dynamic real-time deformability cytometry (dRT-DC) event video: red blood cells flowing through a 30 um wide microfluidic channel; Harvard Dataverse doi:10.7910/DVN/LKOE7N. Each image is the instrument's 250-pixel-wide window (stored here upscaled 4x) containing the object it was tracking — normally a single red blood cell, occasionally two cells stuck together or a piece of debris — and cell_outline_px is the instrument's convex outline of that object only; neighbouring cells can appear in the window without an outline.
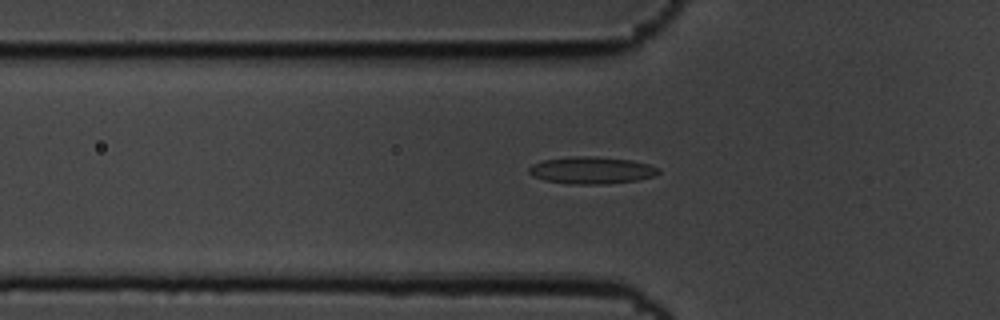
{"species": "common noctule bat (a hibernating species)", "species_latin": "Nyctalus noctula", "temperature_condition": "cold", "stored_images_in_passage": 40, "camera_frame_rate_fps": 3000, "um_per_image_px": 0.085, "animal": {"sex": "male", "body_mass_g": 19.5, "forearm_length_mm": 54.6}, "frame": {"image": 1, "passage_image": 2, "time_ms": 0.333, "image_size_px": [1000, 320], "cell_outline_px": [[660, 172], [652, 176], [636, 180], [604, 184], [572, 184], [544, 180], [532, 176], [528, 172], [528, 168], [532, 164], [544, 160], [572, 156], [596, 156], [632, 160], [648, 164], [660, 168]], "centroid_in_image_um": [50.26, 14.46], "position_along_channel_um": 75.5, "area_um2": 20.46}}
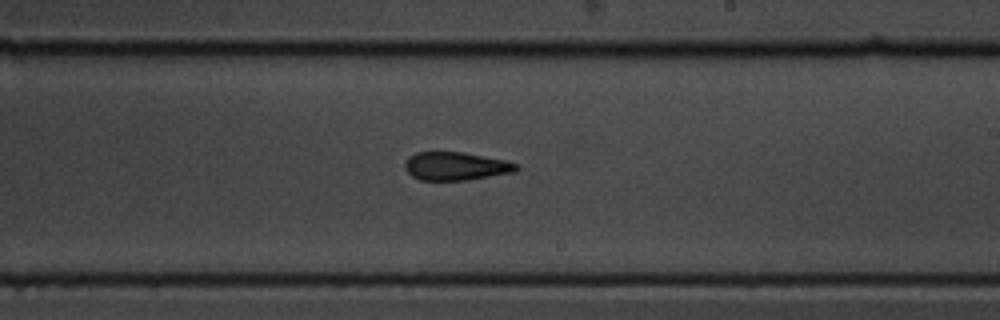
{"frame": {"image": 2, "passage_image": 17, "time_ms": 5.333, "image_size_px": [1000, 320], "cell_outline_px": [[520, 168], [516, 172], [468, 180], [420, 180], [412, 176], [404, 168], [404, 164], [408, 156], [416, 152], [460, 152], [504, 160], [516, 164]], "centroid_in_image_um": [38.72, 14.13], "position_along_channel_um": 250.3, "area_um2": 18.32}}
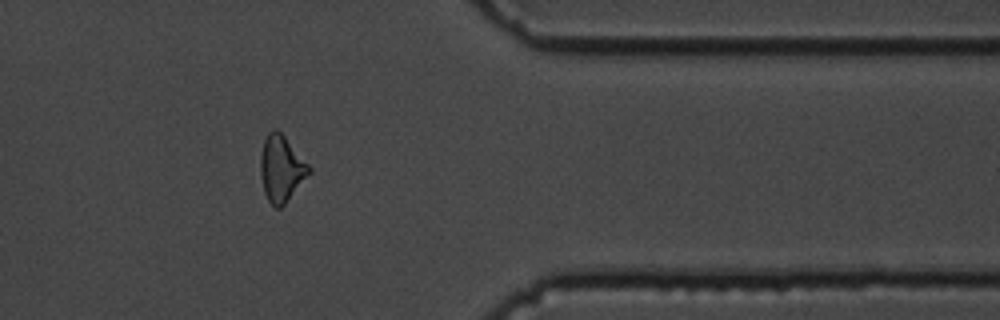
{"frame": {"image": 3, "passage_image": 30, "time_ms": 9.667, "image_size_px": [1000, 320], "cell_outline_px": [[312, 172], [284, 204], [280, 208], [276, 208], [268, 200], [264, 192], [260, 176], [260, 156], [264, 140], [268, 132], [276, 128], [284, 136], [312, 168]], "centroid_in_image_um": [23.91, 14.33], "position_along_channel_um": 387.5, "area_um2": 18.67}, "authors_computed_cell_mechanics": {"area_um2": 18.6983, "velocity_mm_per_s": 3.4941, "shape_relaxation_time_tau1_ms": null, "shape_relaxation_time_tau2_ms": 6.0691, "deformation_change_tau1": null, "deformation_change_tau2": 0.1678}}